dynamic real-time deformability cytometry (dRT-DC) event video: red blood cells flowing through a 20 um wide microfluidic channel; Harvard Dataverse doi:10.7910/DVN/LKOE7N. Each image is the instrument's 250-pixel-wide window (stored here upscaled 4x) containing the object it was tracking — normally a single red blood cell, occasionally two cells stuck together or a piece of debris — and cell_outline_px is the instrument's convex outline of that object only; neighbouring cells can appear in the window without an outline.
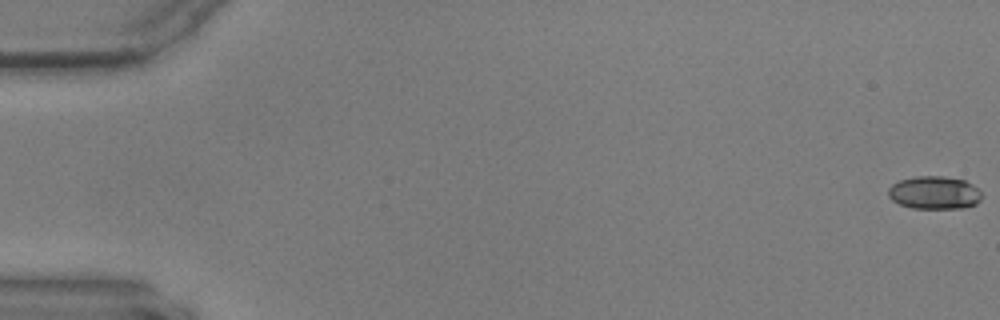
{"species": "common noctule bat (a hibernating species)", "species_latin": "Nyctalus noctula", "temperature_condition": "warm", "stored_images_in_passage": 7, "camera_frame_rate_fps": 3000, "um_per_image_px": 0.085, "animal": {"sex": "male", "body_mass_g": 17.9, "forearm_length_mm": 54.2}, "frame": {"image": 1, "passage_image": 1, "time_ms": 0.0, "image_size_px": [1000, 320], "cell_outline_px": [[980, 200], [976, 204], [964, 208], [912, 208], [900, 204], [892, 200], [888, 196], [888, 188], [892, 184], [900, 180], [916, 176], [944, 176], [964, 180], [972, 184], [980, 192]], "centroid_in_image_um": [79.4, 16.37], "position_along_channel_um": 5.6, "area_um2": 17.92}}